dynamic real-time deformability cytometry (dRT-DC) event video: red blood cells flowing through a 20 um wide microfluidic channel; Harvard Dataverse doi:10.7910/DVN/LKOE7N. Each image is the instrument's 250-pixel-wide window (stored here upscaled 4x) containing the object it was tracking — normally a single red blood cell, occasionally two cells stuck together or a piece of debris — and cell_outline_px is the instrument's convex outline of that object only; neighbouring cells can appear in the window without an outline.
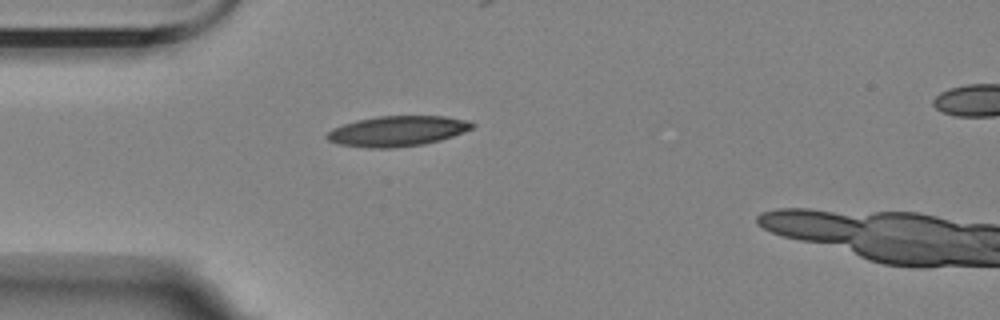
{"species": "Egyptian fruit bat (a non-hibernating species)", "species_latin": "Rousettus aegyptiacus", "temperature_condition": "room temperature", "stored_images_in_passage": 2, "segment_of_instrument_passage": [1, 2], "camera_frame_rate_fps": 3000, "um_per_image_px": 0.085, "animal": {"sex": "female"}, "frame": {"image": 1, "passage_image": 1, "time_ms": 0.0, "image_size_px": [1000, 320], "cell_outline_px": [[476, 124], [472, 128], [464, 132], [440, 140], [424, 144], [392, 148], [368, 148], [336, 144], [328, 140], [324, 136], [332, 128], [356, 120], [376, 116], [444, 116], [468, 120]], "centroid_in_image_um": [33.75, 11.14], "position_along_channel_um": 51.2, "area_um2": 25.84}}